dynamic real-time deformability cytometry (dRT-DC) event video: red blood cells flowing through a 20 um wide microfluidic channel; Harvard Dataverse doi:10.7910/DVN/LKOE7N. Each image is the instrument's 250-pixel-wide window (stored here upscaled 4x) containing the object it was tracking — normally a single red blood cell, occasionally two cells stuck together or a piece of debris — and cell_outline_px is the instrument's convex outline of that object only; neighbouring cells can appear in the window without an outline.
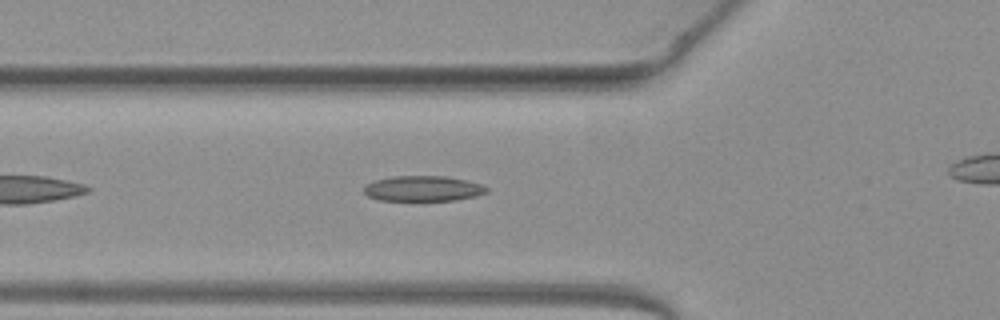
{"species": "common noctule bat (a hibernating species)", "species_latin": "Nyctalus noctula", "temperature_condition": "warm", "stored_images_in_passage": 32, "camera_frame_rate_fps": 3000, "um_per_image_px": 0.085, "animal": {"sex": "female", "body_mass_g": 19.3, "forearm_length_mm": 54.1}, "frame": {"image": 1, "passage_image": 6, "time_ms": 1.667, "image_size_px": [1000, 320], "cell_outline_px": [[488, 192], [476, 196], [456, 200], [380, 200], [368, 196], [364, 192], [364, 188], [368, 184], [376, 180], [392, 176], [444, 176], [464, 180], [480, 184], [488, 188]], "centroid_in_image_um": [35.97, 16.03], "position_along_channel_um": 89.8, "area_um2": 17.92}}
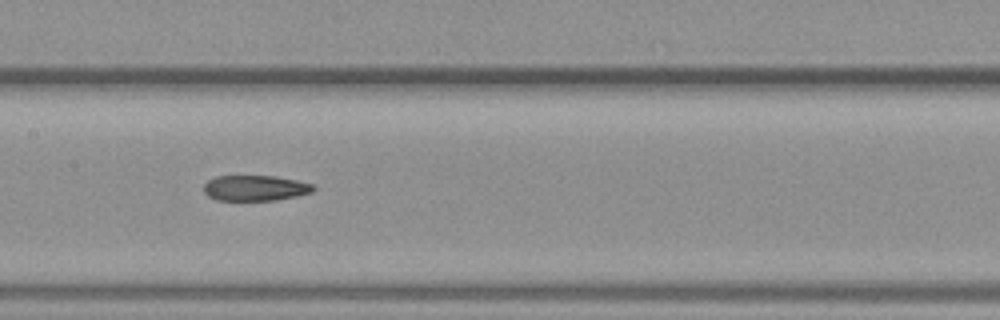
{"frame": {"image": 2, "passage_image": 13, "time_ms": 4.0, "image_size_px": [1000, 320], "cell_outline_px": [[316, 188], [312, 192], [296, 196], [276, 200], [216, 200], [208, 196], [204, 192], [204, 184], [208, 180], [216, 176], [276, 176], [296, 180], [312, 184]], "centroid_in_image_um": [21.68, 15.98], "position_along_channel_um": 185.7, "area_um2": 16.3}}
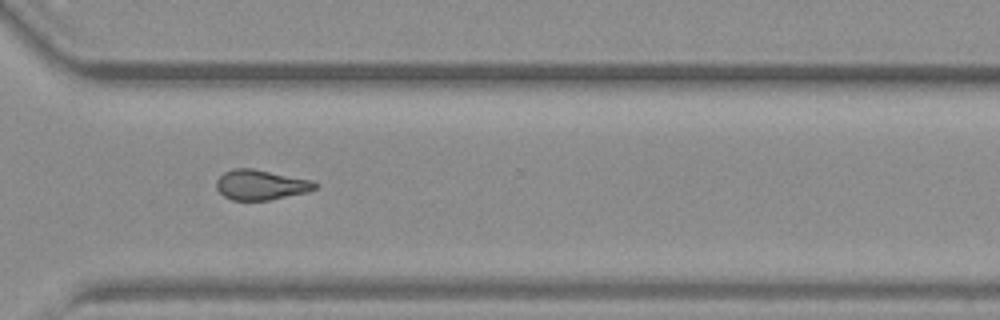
{"frame": {"image": 3, "passage_image": 25, "time_ms": 8.0, "image_size_px": [1000, 320], "cell_outline_px": [[320, 184], [316, 188], [308, 192], [268, 200], [232, 200], [224, 196], [216, 188], [216, 180], [224, 172], [236, 168], [252, 168], [312, 180]], "centroid_in_image_um": [22.18, 15.71], "position_along_channel_um": 348.4, "area_um2": 17.28}, "authors_computed_cell_mechanics": {"area_um2": 17.34, "velocity_mm_per_s": 4.0773, "shape_relaxation_time_tau1_ms": null, "shape_relaxation_time_tau2_ms": 9.8045, "deformation_change_tau1": null, "deformation_change_tau2": 0.2182}}